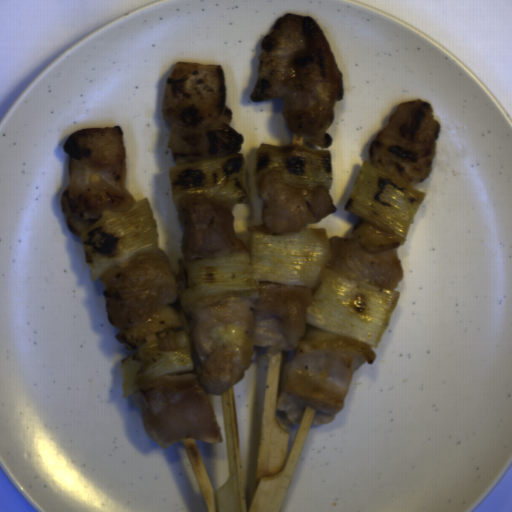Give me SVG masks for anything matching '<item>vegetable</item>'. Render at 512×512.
I'll return each instance as SVG.
<instances>
[{"mask_svg": "<svg viewBox=\"0 0 512 512\" xmlns=\"http://www.w3.org/2000/svg\"><path fill=\"white\" fill-rule=\"evenodd\" d=\"M426 195L410 180L363 162L344 206L359 216L348 239L369 254L398 249L405 245Z\"/></svg>", "mask_w": 512, "mask_h": 512, "instance_id": "2", "label": "vegetable"}, {"mask_svg": "<svg viewBox=\"0 0 512 512\" xmlns=\"http://www.w3.org/2000/svg\"><path fill=\"white\" fill-rule=\"evenodd\" d=\"M83 254L92 280L132 255L156 251L159 232L149 199L126 210H106L80 235Z\"/></svg>", "mask_w": 512, "mask_h": 512, "instance_id": "3", "label": "vegetable"}, {"mask_svg": "<svg viewBox=\"0 0 512 512\" xmlns=\"http://www.w3.org/2000/svg\"><path fill=\"white\" fill-rule=\"evenodd\" d=\"M248 251L201 259H178L186 288L181 311L164 307L120 331L116 340L133 350L123 358V396L163 375L195 372L189 334L191 305L218 294L252 293L259 284L308 287L313 299L305 319L314 329L380 344L401 291L362 283L329 267L331 245L325 227L269 234L249 232Z\"/></svg>", "mask_w": 512, "mask_h": 512, "instance_id": "1", "label": "vegetable"}, {"mask_svg": "<svg viewBox=\"0 0 512 512\" xmlns=\"http://www.w3.org/2000/svg\"><path fill=\"white\" fill-rule=\"evenodd\" d=\"M267 172L278 174L282 181L300 189L324 186L330 192L334 178L332 150L308 148L304 143L260 144L254 174L257 189Z\"/></svg>", "mask_w": 512, "mask_h": 512, "instance_id": "5", "label": "vegetable"}, {"mask_svg": "<svg viewBox=\"0 0 512 512\" xmlns=\"http://www.w3.org/2000/svg\"><path fill=\"white\" fill-rule=\"evenodd\" d=\"M245 169L243 152L172 165L168 177L174 206L185 195L213 197L231 212L234 233L245 232L253 214Z\"/></svg>", "mask_w": 512, "mask_h": 512, "instance_id": "4", "label": "vegetable"}]
</instances>
